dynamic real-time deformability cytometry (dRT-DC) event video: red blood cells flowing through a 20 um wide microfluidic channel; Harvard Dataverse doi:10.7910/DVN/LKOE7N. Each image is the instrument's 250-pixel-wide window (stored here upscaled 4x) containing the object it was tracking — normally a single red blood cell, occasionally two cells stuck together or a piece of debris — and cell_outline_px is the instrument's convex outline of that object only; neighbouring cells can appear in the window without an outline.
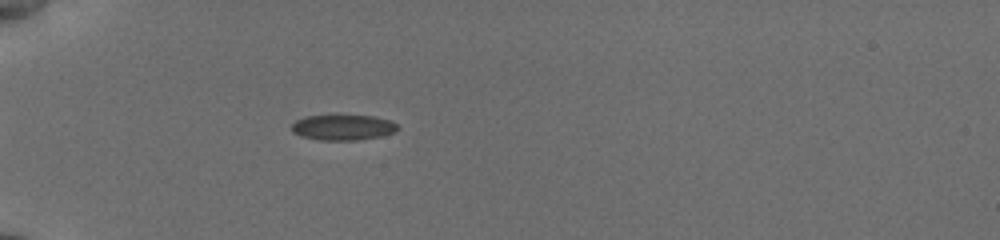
{"species": "common noctule bat (a hibernating species)", "species_latin": "Nyctalus noctula", "temperature_condition": "cold", "stored_images_in_passage": 56, "camera_frame_rate_fps": 3000, "um_per_image_px": 0.085, "animal": {"sex": "female", "body_mass_g": 19.5, "forearm_length_mm": 54.1}, "frame": {"image": 1, "passage_image": 19, "time_ms": 6.0, "image_size_px": [1000, 240], "cell_outline_px": [[400, 128], [396, 132], [380, 136], [356, 140], [320, 140], [300, 136], [292, 132], [292, 124], [296, 120], [304, 116], [372, 116], [392, 120]], "centroid_in_image_um": [29.17, 10.83], "position_along_channel_um": 55.8, "area_um2": 15.72}}
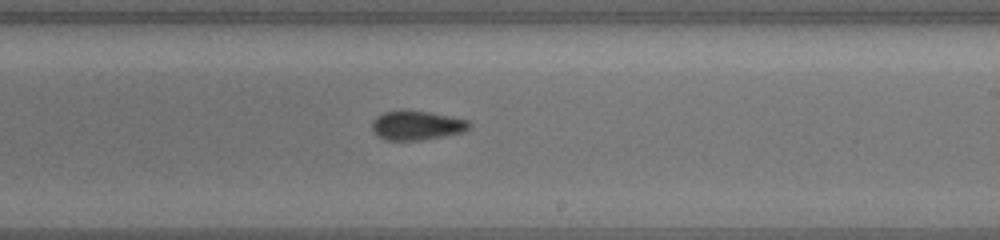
{"frame": {"image": 2, "passage_image": 36, "time_ms": 11.667, "image_size_px": [1000, 240], "cell_outline_px": [[472, 124], [464, 132], [444, 136], [416, 140], [384, 140], [372, 128], [372, 120], [376, 116], [384, 112], [404, 108], [408, 108], [468, 120]], "centroid_in_image_um": [35.4, 10.62], "position_along_channel_um": 253.6, "area_um2": 16.7}}
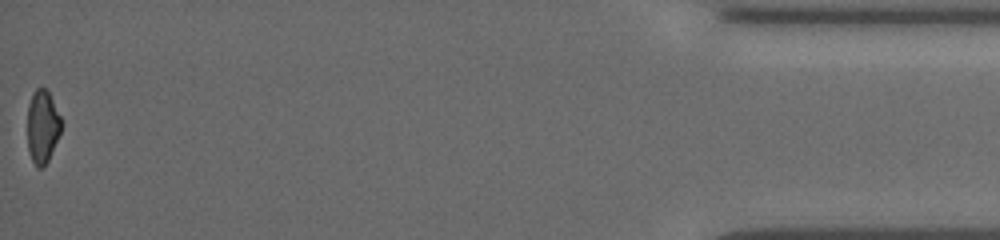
{"frame": {"image": 3, "passage_image": 56, "time_ms": 18.333, "image_size_px": [1000, 240], "cell_outline_px": [[60, 132], [48, 160], [40, 168], [36, 168], [28, 152], [28, 104], [32, 92], [36, 88], [44, 88], [48, 92], [60, 116]], "centroid_in_image_um": [3.58, 10.76], "position_along_channel_um": 431.6, "area_um2": 14.1}, "authors_computed_cell_mechanics": {"area_um2": 15.6927, "velocity_mm_per_s": 3.8416, "shape_relaxation_time_tau1_ms": null, "shape_relaxation_time_tau2_ms": 1.397, "deformation_change_tau1": null, "deformation_change_tau2": 0.0604}}